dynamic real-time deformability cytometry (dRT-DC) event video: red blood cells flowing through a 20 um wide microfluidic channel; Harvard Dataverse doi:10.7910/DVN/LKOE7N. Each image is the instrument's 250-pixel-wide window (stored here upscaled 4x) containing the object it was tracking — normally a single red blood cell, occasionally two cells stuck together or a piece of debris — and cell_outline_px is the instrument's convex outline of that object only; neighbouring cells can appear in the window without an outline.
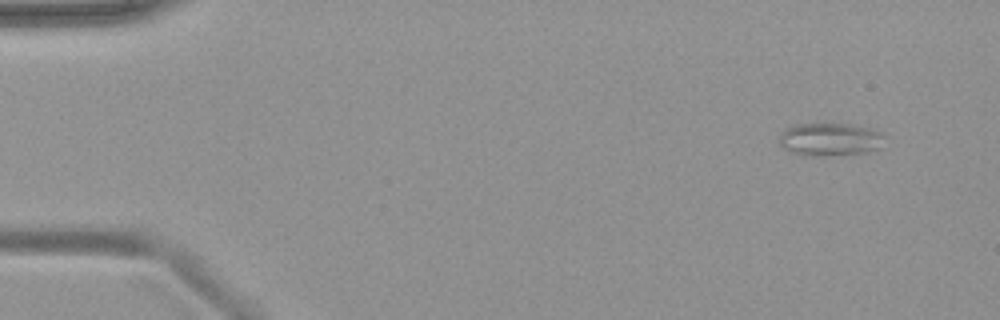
{"species": "common noctule bat (a hibernating species)", "species_latin": "Nyctalus noctula", "temperature_condition": "warm", "stored_images_in_passage": 50, "camera_frame_rate_fps": 3000, "um_per_image_px": 0.085, "animal": {"sex": "female", "body_mass_g": 19.9}, "frame": {"image": 1, "passage_image": 4, "time_ms": 1.0, "image_size_px": [1000, 320], "cell_outline_px": [[884, 136], [880, 148], [868, 152], [820, 156], [804, 156], [788, 152], [780, 144], [780, 136], [784, 128], [796, 124], [852, 124], [872, 128], [884, 132]], "centroid_in_image_um": [70.56, 11.85], "position_along_channel_um": 14.4, "area_um2": 20.52}}
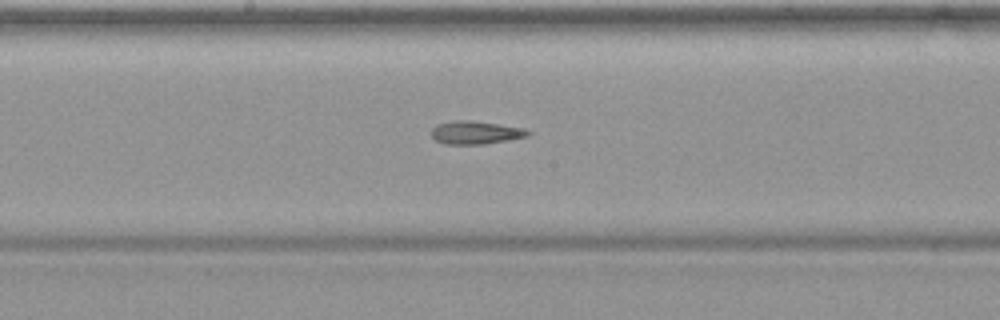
{"frame": {"image": 2, "passage_image": 27, "time_ms": 8.667, "image_size_px": [1000, 320], "cell_outline_px": [[532, 132], [528, 136], [508, 140], [484, 144], [444, 144], [436, 140], [432, 136], [432, 128], [436, 124], [452, 120], [472, 120], [524, 128]], "centroid_in_image_um": [40.42, 11.26], "position_along_channel_um": 207.8, "area_um2": 13.06}}
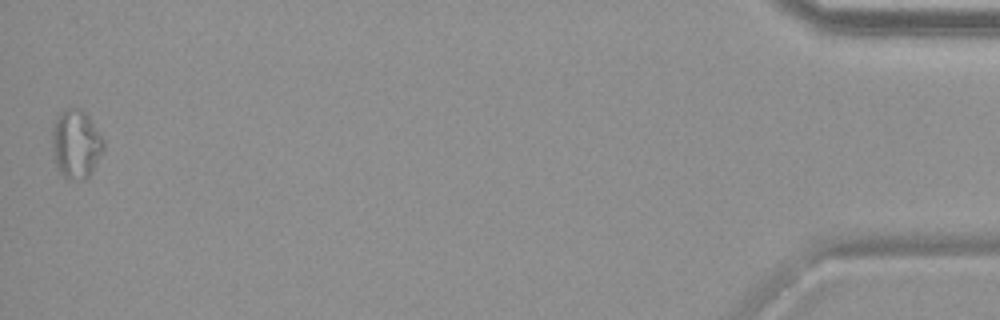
{"frame": {"image": 3, "passage_image": 50, "time_ms": 16.333, "image_size_px": [1000, 320], "cell_outline_px": [[104, 148], [88, 176], [84, 180], [76, 180], [64, 176], [56, 168], [52, 156], [52, 128], [56, 116], [60, 112], [68, 108], [76, 108], [84, 112], [88, 116], [104, 140]], "centroid_in_image_um": [6.42, 12.24], "position_along_channel_um": 428.8, "area_um2": 20.46}}